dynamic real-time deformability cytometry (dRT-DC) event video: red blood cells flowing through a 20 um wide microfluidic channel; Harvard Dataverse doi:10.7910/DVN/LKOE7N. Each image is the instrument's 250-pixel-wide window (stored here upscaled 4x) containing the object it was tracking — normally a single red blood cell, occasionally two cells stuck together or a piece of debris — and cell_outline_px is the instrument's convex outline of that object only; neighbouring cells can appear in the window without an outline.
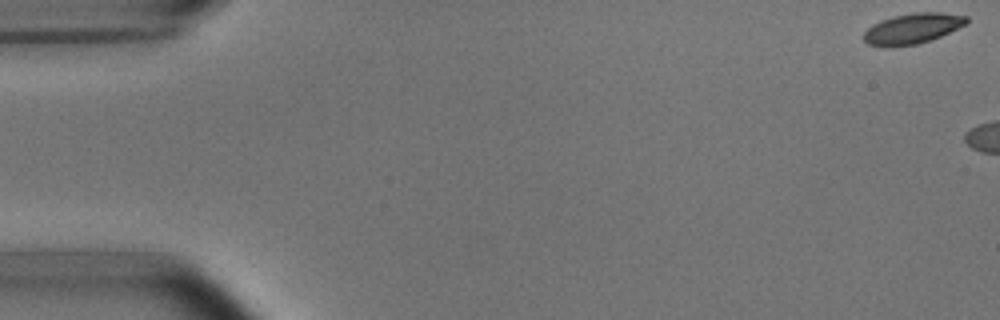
{"species": "common noctule bat (a hibernating species)", "species_latin": "Nyctalus noctula", "temperature_condition": "room temperature", "stored_images_in_passage": 3, "camera_frame_rate_fps": 3000, "um_per_image_px": 0.085, "animal": {"sex": "male", "body_mass_g": 15.6}, "frame": {"image": 1, "passage_image": 1, "time_ms": 0.0, "image_size_px": [1000, 320], "cell_outline_px": [[968, 24], [932, 40], [916, 44], [884, 48], [868, 44], [864, 40], [864, 32], [872, 24], [880, 20], [892, 16], [912, 12], [940, 12], [968, 16]], "centroid_in_image_um": [77.56, 2.42], "position_along_channel_um": 7.4, "area_um2": 18.61}}